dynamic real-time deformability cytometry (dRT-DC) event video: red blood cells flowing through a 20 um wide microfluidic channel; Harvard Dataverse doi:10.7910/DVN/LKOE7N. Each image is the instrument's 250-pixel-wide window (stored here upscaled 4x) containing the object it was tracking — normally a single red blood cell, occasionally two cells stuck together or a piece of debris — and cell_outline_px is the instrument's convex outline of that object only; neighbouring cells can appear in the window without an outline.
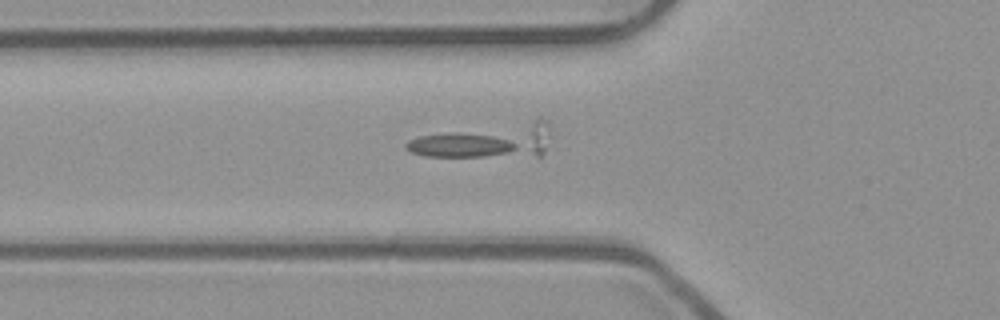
{"species": "common noctule bat (a hibernating species)", "species_latin": "Nyctalus noctula", "temperature_condition": "room temperature", "stored_images_in_passage": 25, "camera_frame_rate_fps": 3000, "um_per_image_px": 0.085, "animal": {"sex": "male", "body_mass_g": 23.1, "forearm_length_mm": 52.7}, "frame": {"image": 1, "passage_image": 2, "time_ms": 0.333, "image_size_px": [1000, 320], "cell_outline_px": [[516, 148], [508, 152], [484, 156], [424, 156], [412, 152], [404, 148], [404, 144], [408, 140], [420, 136], [456, 132], [492, 136], [508, 140], [516, 144]], "centroid_in_image_um": [38.98, 12.33], "position_along_channel_um": 86.8, "area_um2": 15.09}}
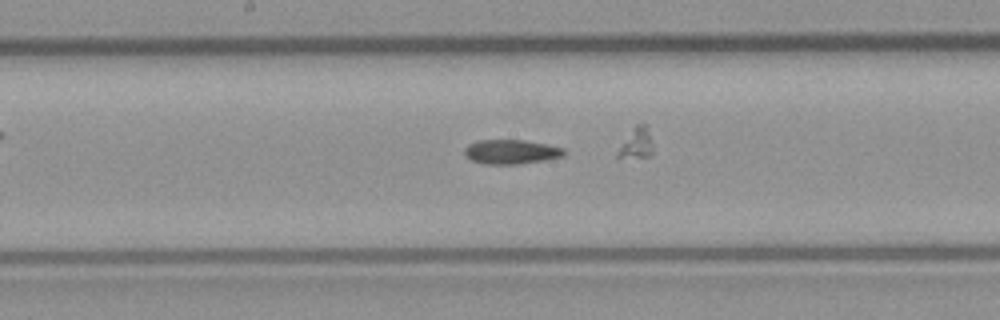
{"frame": {"image": 2, "passage_image": 11, "time_ms": 3.333, "image_size_px": [1000, 320], "cell_outline_px": [[564, 156], [544, 160], [520, 164], [484, 164], [472, 160], [464, 156], [464, 148], [468, 144], [476, 140], [524, 140], [548, 144], [564, 148]], "centroid_in_image_um": [43.42, 12.9], "position_along_channel_um": 204.8, "area_um2": 14.28}}
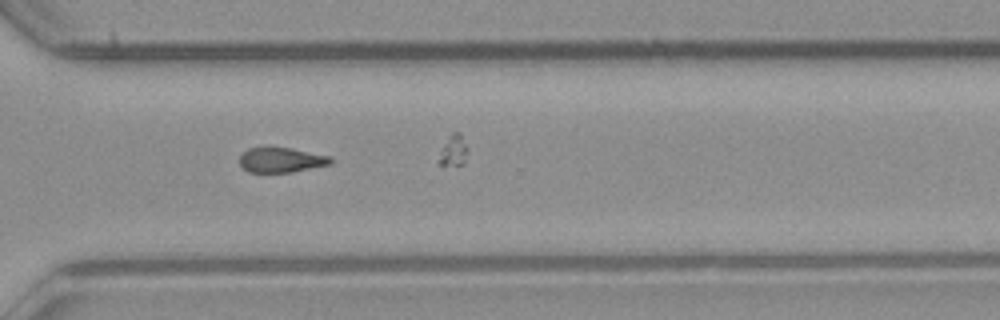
{"frame": {"image": 3, "passage_image": 22, "time_ms": 7.0, "image_size_px": [1000, 320], "cell_outline_px": [[332, 164], [292, 172], [248, 172], [240, 164], [240, 156], [248, 148], [292, 148], [332, 156]], "centroid_in_image_um": [23.95, 13.6], "position_along_channel_um": 346.6, "area_um2": 13.18}, "authors_computed_cell_mechanics": {"area_um2": 14.1032, "velocity_mm_per_s": 3.888, "shape_relaxation_time_tau1_ms": 7.7836, "shape_relaxation_time_tau2_ms": 5.39, "deformation_change_tau1": 0.1604, "deformation_change_tau2": 0.1373}}